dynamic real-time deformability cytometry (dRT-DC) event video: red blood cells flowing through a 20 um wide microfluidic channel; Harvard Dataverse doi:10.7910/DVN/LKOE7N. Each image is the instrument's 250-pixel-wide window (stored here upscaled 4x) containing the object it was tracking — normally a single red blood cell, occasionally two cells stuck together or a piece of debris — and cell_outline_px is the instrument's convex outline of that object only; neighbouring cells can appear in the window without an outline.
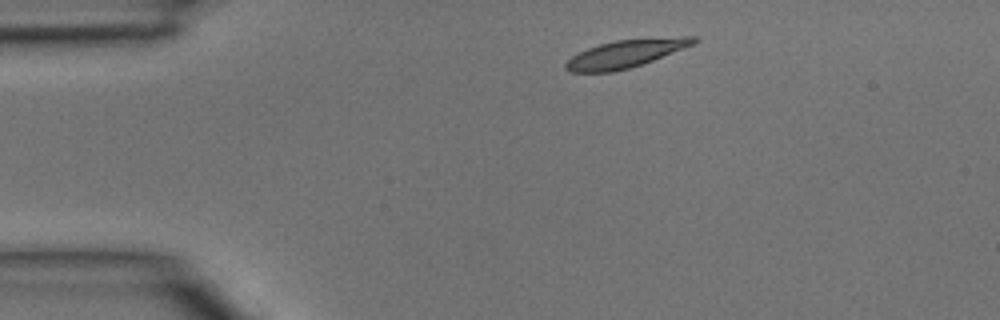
{"species": "common noctule bat (a hibernating species)", "species_latin": "Nyctalus noctula", "temperature_condition": "room temperature", "stored_images_in_passage": 2, "camera_frame_rate_fps": 3000, "um_per_image_px": 0.085, "animal": {"sex": "male", "body_mass_g": 15.6}, "frame": {"image": 1, "passage_image": 1, "time_ms": 0.0, "image_size_px": [1000, 320], "cell_outline_px": [[700, 40], [696, 44], [652, 60], [628, 68], [612, 72], [572, 72], [564, 68], [564, 64], [572, 56], [588, 48], [600, 44], [616, 40], [680, 36], [696, 36]], "centroid_in_image_um": [53.23, 4.55], "position_along_channel_um": 31.8, "area_um2": 20.63}}